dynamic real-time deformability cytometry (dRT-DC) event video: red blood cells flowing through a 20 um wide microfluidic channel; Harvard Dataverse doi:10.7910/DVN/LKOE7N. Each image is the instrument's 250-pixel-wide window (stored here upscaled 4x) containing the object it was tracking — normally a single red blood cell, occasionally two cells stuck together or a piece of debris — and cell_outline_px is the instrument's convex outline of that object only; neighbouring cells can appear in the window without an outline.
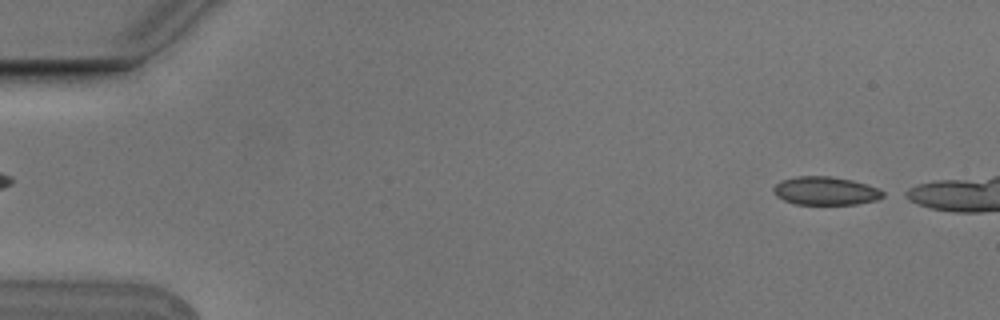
{"species": "Egyptian fruit bat (a non-hibernating species)", "species_latin": "Rousettus aegyptiacus", "temperature_condition": "cold", "stored_images_in_passage": 5, "camera_frame_rate_fps": 3000, "um_per_image_px": 0.085, "animal": {"sex": "male"}, "frame": {"image": 1, "passage_image": 5, "time_ms": 1.333, "image_size_px": [1000, 320], "cell_outline_px": [[884, 196], [876, 200], [856, 204], [796, 204], [784, 200], [776, 196], [772, 188], [780, 180], [796, 176], [832, 176], [852, 180], [876, 188], [884, 192]], "centroid_in_image_um": [70.13, 16.22], "position_along_channel_um": 14.9, "area_um2": 17.98}}